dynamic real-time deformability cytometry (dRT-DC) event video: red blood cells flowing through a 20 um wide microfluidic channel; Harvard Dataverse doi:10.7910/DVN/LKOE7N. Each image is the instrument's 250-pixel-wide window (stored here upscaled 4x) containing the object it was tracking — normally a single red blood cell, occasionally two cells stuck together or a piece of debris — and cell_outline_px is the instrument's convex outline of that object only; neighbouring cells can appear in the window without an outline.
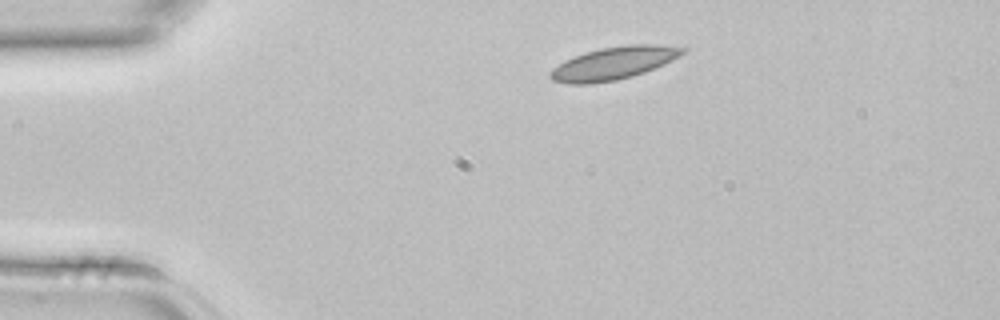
{"species": "common noctule bat (a hibernating species)", "species_latin": "Nyctalus noctula", "temperature_condition": "room temperature", "stored_images_in_passage": 2, "camera_frame_rate_fps": 3000, "um_per_image_px": 0.085, "animal": {"sex": "female", "body_mass_g": 22.7, "forearm_length_mm": 54.2}, "frame": {"image": 1, "passage_image": 1, "time_ms": 0.0, "image_size_px": [1000, 320], "cell_outline_px": [[688, 48], [684, 52], [672, 60], [664, 64], [644, 72], [632, 76], [616, 80], [592, 84], [568, 84], [552, 80], [548, 76], [548, 72], [552, 68], [564, 60], [584, 52], [600, 48], [628, 44], [660, 44]], "centroid_in_image_um": [52.12, 5.37], "position_along_channel_um": 32.9, "area_um2": 25.43}}